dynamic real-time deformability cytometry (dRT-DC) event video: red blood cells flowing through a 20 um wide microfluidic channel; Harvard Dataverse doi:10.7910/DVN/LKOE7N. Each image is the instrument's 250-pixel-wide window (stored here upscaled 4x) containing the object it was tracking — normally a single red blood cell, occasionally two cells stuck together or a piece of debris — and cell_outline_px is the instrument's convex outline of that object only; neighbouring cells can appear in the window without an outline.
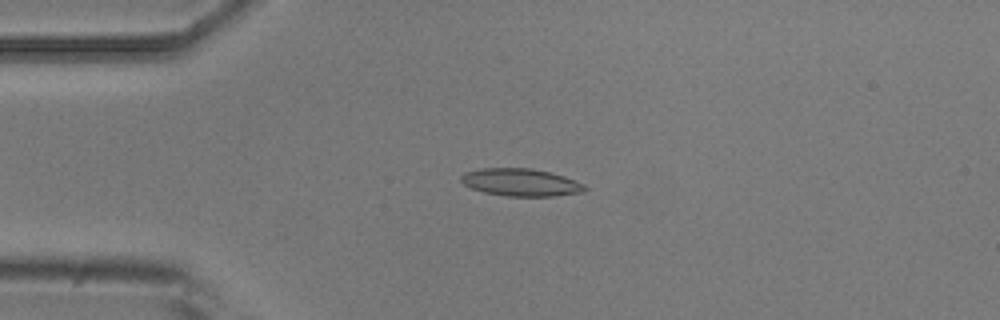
{"species": "common noctule bat (a hibernating species)", "species_latin": "Nyctalus noctula", "temperature_condition": "room temperature", "stored_images_in_passage": 5, "camera_frame_rate_fps": 3000, "um_per_image_px": 0.085, "animal": {"sex": "male", "body_mass_g": 20.5, "forearm_length_mm": 52.5}, "frame": {"image": 1, "passage_image": 4, "time_ms": 3.667, "image_size_px": [1000, 320], "cell_outline_px": [[588, 188], [584, 192], [552, 196], [508, 196], [484, 192], [472, 188], [464, 184], [460, 180], [460, 176], [464, 172], [480, 168], [532, 168], [564, 176], [576, 180], [584, 184]], "centroid_in_image_um": [44.27, 15.49], "position_along_channel_um": 40.7, "area_um2": 19.88}}